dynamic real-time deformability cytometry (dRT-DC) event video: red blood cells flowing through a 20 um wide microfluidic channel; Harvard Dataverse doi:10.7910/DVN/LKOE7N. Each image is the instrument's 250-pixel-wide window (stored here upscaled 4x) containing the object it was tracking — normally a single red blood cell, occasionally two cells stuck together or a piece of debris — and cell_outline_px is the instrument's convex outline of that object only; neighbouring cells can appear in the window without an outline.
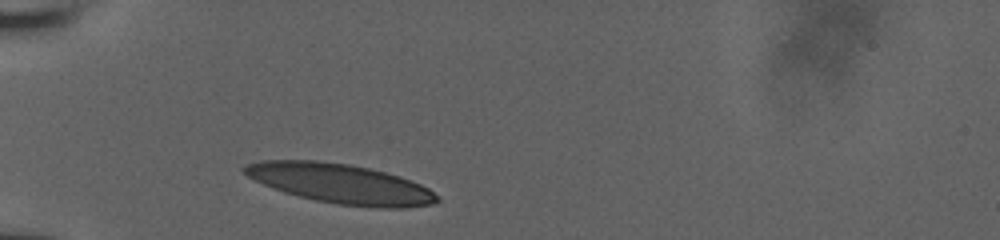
{"species": "human", "species_latin": "Homo sapiens", "temperature_condition": "room temperature", "stored_images_in_passage": 10, "camera_frame_rate_fps": 3000, "um_per_image_px": 0.085, "donor": {"sex": "male"}, "frame": {"image": 1, "passage_image": 1, "time_ms": 0.0, "image_size_px": [1000, 240], "cell_outline_px": [[440, 200], [432, 204], [404, 208], [376, 208], [336, 204], [316, 200], [284, 192], [272, 188], [248, 176], [240, 168], [248, 164], [264, 160], [316, 160], [348, 164], [368, 168], [400, 176], [412, 180], [428, 188]], "centroid_in_image_um": [28.95, 15.61], "position_along_channel_um": 56.1, "area_um2": 44.27}}
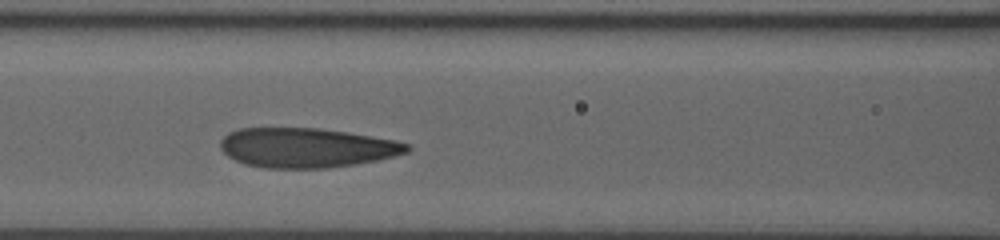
{"frame": {"image": 2, "passage_image": 7, "time_ms": 2.667, "image_size_px": [1000, 240], "cell_outline_px": [[412, 148], [408, 152], [396, 156], [380, 160], [356, 164], [328, 168], [264, 168], [244, 164], [228, 156], [220, 148], [220, 140], [228, 132], [240, 128], [320, 128], [396, 140], [408, 144]], "centroid_in_image_um": [26.07, 12.56], "position_along_channel_um": 140.5, "area_um2": 43.35}}
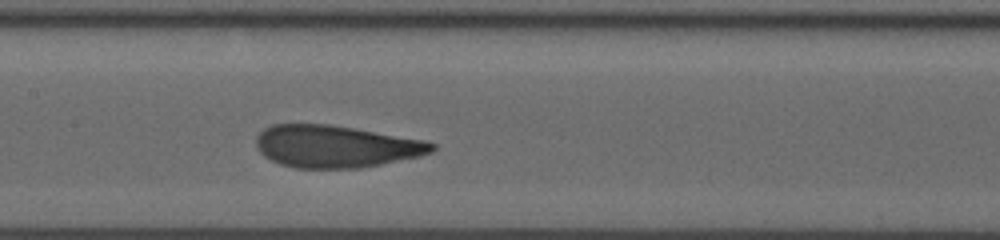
{"frame": {"image": 3, "passage_image": 10, "time_ms": 3.667, "image_size_px": [1000, 240], "cell_outline_px": [[436, 148], [432, 152], [420, 156], [360, 168], [296, 168], [280, 164], [264, 156], [256, 148], [256, 136], [264, 128], [272, 124], [328, 124], [424, 140], [436, 144]], "centroid_in_image_um": [28.51, 12.44], "position_along_channel_um": 178.9, "area_um2": 43.12}}